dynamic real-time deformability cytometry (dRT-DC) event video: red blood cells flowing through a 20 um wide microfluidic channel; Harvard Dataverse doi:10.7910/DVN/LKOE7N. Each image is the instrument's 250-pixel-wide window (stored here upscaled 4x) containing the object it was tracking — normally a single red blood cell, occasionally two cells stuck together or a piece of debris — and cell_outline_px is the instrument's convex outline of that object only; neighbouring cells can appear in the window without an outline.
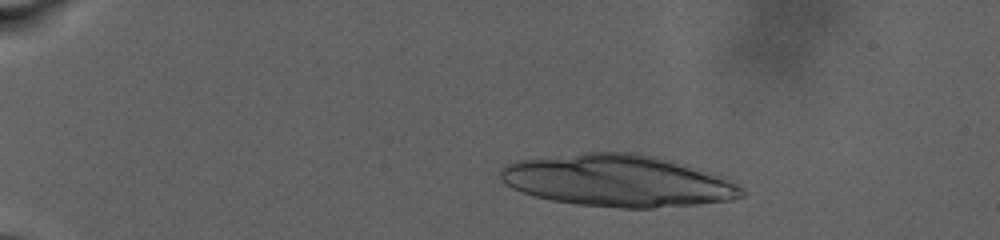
{"species": "human", "species_latin": "Homo sapiens", "temperature_condition": "warm", "stored_images_in_passage": 28, "camera_frame_rate_fps": 3000, "um_per_image_px": 0.085, "donor": {"sex": "male"}, "frame": {"image": 1, "passage_image": 15, "time_ms": 4.333, "image_size_px": [1000, 240], "cell_outline_px": [[744, 196], [732, 200], [696, 204], [652, 208], [620, 208], [576, 204], [552, 200], [536, 196], [512, 188], [500, 180], [500, 172], [508, 164], [520, 160], [584, 152], [636, 152], [672, 160], [736, 184], [744, 188]], "centroid_in_image_um": [52.48, 15.37], "position_along_channel_um": 32.5, "area_um2": 72.08}}